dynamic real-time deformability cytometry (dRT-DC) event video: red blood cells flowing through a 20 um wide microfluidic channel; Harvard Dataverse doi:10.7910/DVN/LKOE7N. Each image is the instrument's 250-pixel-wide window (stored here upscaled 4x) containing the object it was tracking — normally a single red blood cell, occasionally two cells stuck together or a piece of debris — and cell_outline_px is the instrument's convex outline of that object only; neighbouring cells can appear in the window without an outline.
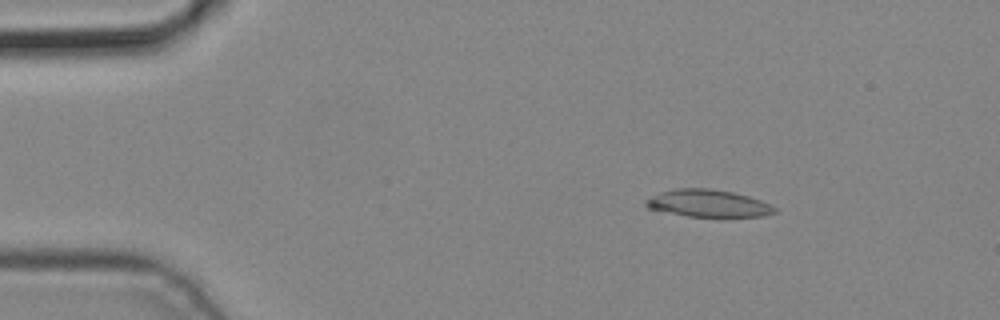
{"species": "common noctule bat (a hibernating species)", "species_latin": "Nyctalus noctula", "temperature_condition": "cold", "stored_images_in_passage": 3, "camera_frame_rate_fps": 3000, "um_per_image_px": 0.085, "animal": {"sex": "male", "body_mass_g": 19.2, "forearm_length_mm": 51.8}, "frame": {"image": 1, "passage_image": 1, "time_ms": 0.0, "image_size_px": [1000, 320], "cell_outline_px": [[776, 212], [764, 216], [688, 216], [648, 208], [644, 204], [644, 200], [660, 192], [676, 188], [708, 188], [732, 192], [748, 196], [760, 200], [776, 208]], "centroid_in_image_um": [60.16, 17.27], "position_along_channel_um": 24.8, "area_um2": 20.17}}
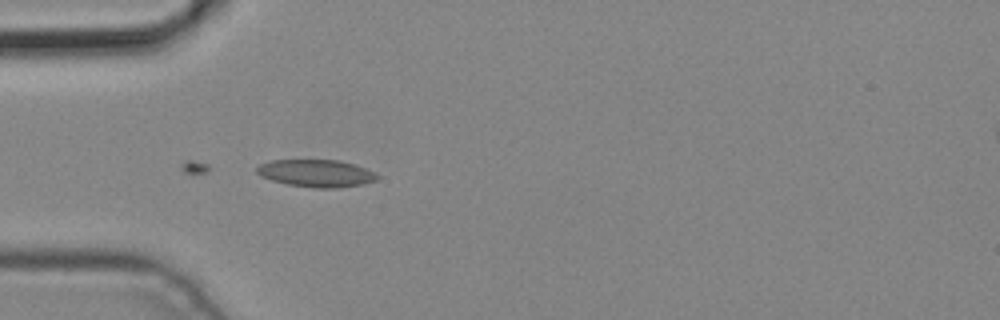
{"frame": {"image": 2, "passage_image": 3, "time_ms": 0.667, "image_size_px": [1000, 320], "cell_outline_px": [[380, 176], [376, 180], [360, 184], [336, 188], [316, 188], [288, 184], [272, 180], [260, 176], [256, 172], [256, 168], [260, 164], [272, 160], [336, 160], [356, 164], [376, 172]], "centroid_in_image_um": [26.9, 14.72], "position_along_channel_um": 58.1, "area_um2": 19.19}}